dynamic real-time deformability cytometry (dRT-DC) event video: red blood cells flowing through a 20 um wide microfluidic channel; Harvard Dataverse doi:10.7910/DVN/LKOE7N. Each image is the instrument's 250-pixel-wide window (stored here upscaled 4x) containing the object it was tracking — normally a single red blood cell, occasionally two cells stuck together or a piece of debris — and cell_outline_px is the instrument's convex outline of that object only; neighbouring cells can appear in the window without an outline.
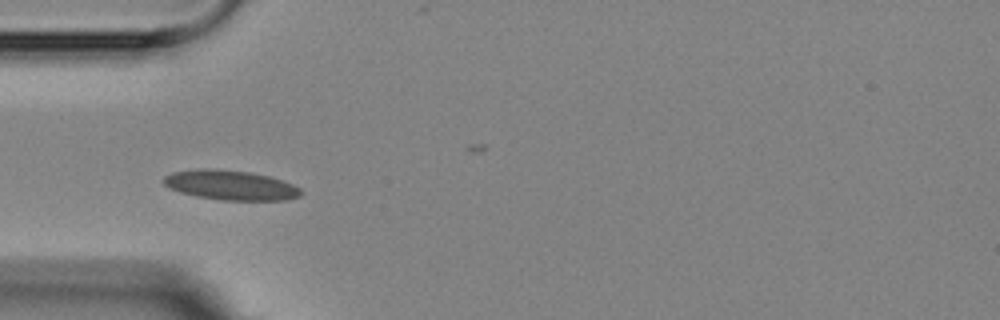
{"species": "Egyptian fruit bat (a non-hibernating species)", "species_latin": "Rousettus aegyptiacus", "temperature_condition": "room temperature", "stored_images_in_passage": 4, "camera_frame_rate_fps": 3000, "um_per_image_px": 0.085, "animal": {"sex": "female"}, "frame": {"image": 1, "passage_image": 4, "time_ms": 4.0, "image_size_px": [1000, 320], "cell_outline_px": [[304, 192], [300, 196], [284, 200], [220, 200], [196, 196], [180, 192], [168, 188], [160, 180], [164, 176], [172, 172], [196, 168], [216, 168], [248, 172], [268, 176], [292, 184], [300, 188]], "centroid_in_image_um": [19.54, 15.73], "position_along_channel_um": 65.5, "area_um2": 23.99}}